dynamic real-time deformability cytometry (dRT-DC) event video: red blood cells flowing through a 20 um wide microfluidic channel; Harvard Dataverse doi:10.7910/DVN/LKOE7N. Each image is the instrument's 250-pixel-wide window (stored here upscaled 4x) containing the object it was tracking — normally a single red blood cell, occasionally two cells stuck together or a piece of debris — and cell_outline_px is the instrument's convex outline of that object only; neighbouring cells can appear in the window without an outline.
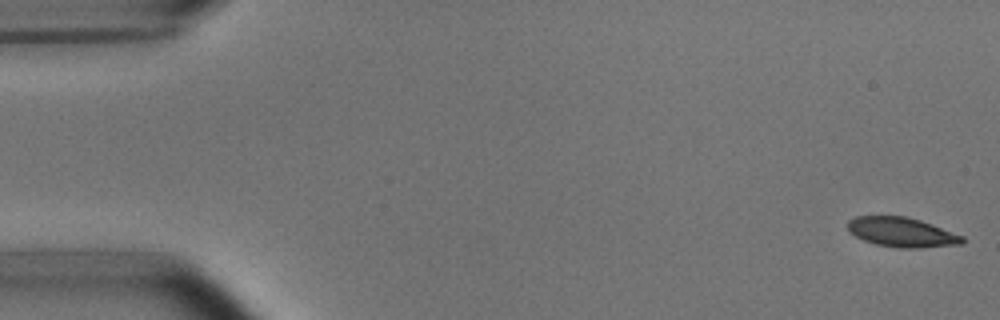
{"species": "common noctule bat (a hibernating species)", "species_latin": "Nyctalus noctula", "temperature_condition": "room temperature", "stored_images_in_passage": 52, "camera_frame_rate_fps": 3000, "um_per_image_px": 0.085, "animal": {"sex": "male", "body_mass_g": 15.6}, "frame": {"image": 1, "passage_image": 1, "time_ms": 0.0, "image_size_px": [1000, 320], "cell_outline_px": [[964, 244], [920, 248], [896, 248], [876, 244], [864, 240], [856, 236], [848, 228], [848, 220], [856, 216], [904, 216], [920, 220], [932, 224], [964, 236]], "centroid_in_image_um": [76.69, 19.74], "position_along_channel_um": 8.3, "area_um2": 19.77}}
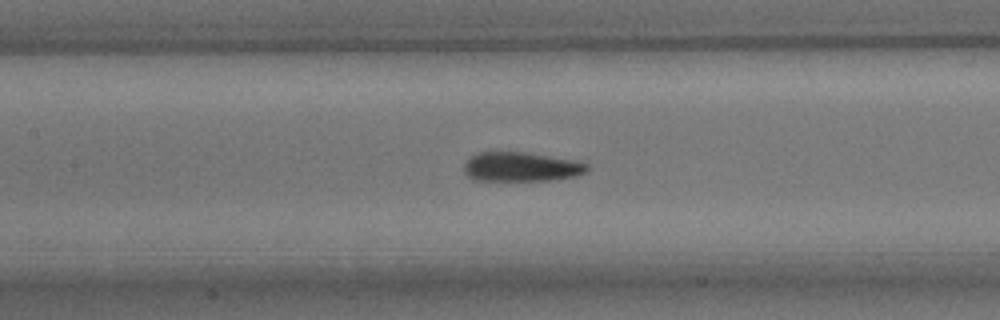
{"frame": {"image": 2, "passage_image": 24, "time_ms": 7.667, "image_size_px": [1000, 320], "cell_outline_px": [[588, 172], [576, 176], [552, 180], [472, 180], [464, 172], [464, 164], [476, 152], [524, 152], [572, 160], [588, 164]], "centroid_in_image_um": [44.28, 14.19], "position_along_channel_um": 163.1, "area_um2": 20.92}}
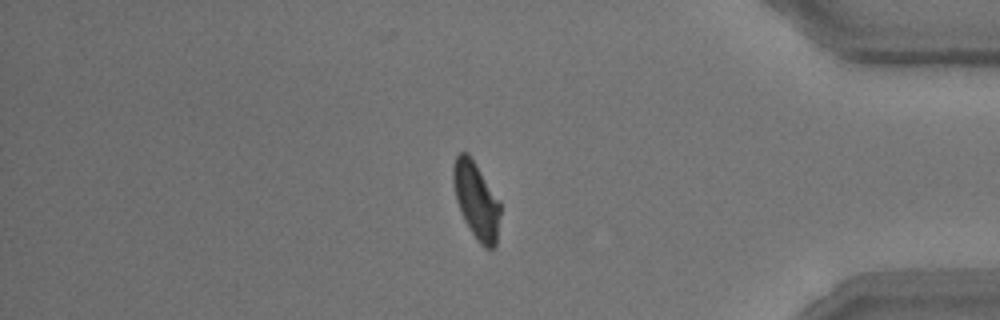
{"frame": {"image": 3, "passage_image": 45, "time_ms": 14.667, "image_size_px": [1000, 320], "cell_outline_px": [[500, 216], [496, 244], [492, 248], [484, 248], [476, 240], [464, 220], [460, 212], [456, 200], [452, 180], [452, 168], [456, 156], [460, 152], [468, 152], [500, 200]], "centroid_in_image_um": [40.47, 17.03], "position_along_channel_um": 394.7, "area_um2": 21.21}}